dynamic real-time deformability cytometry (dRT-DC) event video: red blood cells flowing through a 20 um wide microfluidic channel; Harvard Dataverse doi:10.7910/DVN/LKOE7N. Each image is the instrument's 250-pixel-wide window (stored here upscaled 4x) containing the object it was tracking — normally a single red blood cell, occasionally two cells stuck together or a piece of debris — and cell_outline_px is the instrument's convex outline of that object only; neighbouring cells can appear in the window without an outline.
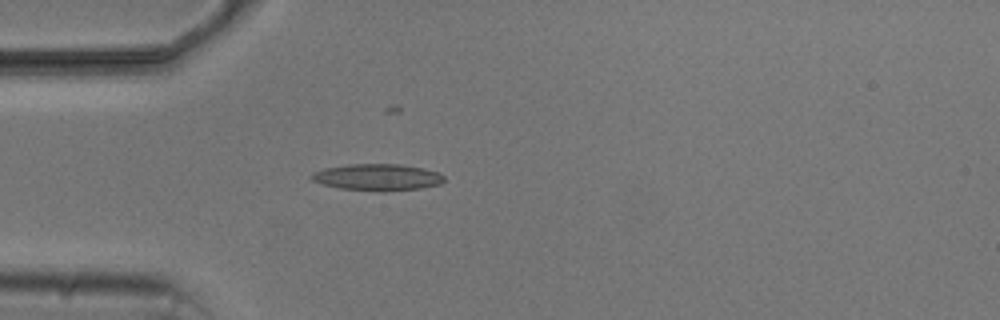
{"species": "common noctule bat (a hibernating species)", "species_latin": "Nyctalus noctula", "temperature_condition": "cold", "stored_images_in_passage": 4, "camera_frame_rate_fps": 3000, "um_per_image_px": 0.085, "animal": {"sex": "male", "body_mass_g": 20.5, "forearm_length_mm": 52.5}, "frame": {"image": 1, "passage_image": 4, "time_ms": 3.333, "image_size_px": [1000, 320], "cell_outline_px": [[444, 180], [440, 184], [420, 188], [380, 192], [340, 188], [324, 184], [312, 180], [308, 176], [312, 172], [324, 168], [348, 164], [400, 164], [424, 168], [436, 172], [444, 176]], "centroid_in_image_um": [32.05, 15.06], "position_along_channel_um": 52.9, "area_um2": 20.63}}